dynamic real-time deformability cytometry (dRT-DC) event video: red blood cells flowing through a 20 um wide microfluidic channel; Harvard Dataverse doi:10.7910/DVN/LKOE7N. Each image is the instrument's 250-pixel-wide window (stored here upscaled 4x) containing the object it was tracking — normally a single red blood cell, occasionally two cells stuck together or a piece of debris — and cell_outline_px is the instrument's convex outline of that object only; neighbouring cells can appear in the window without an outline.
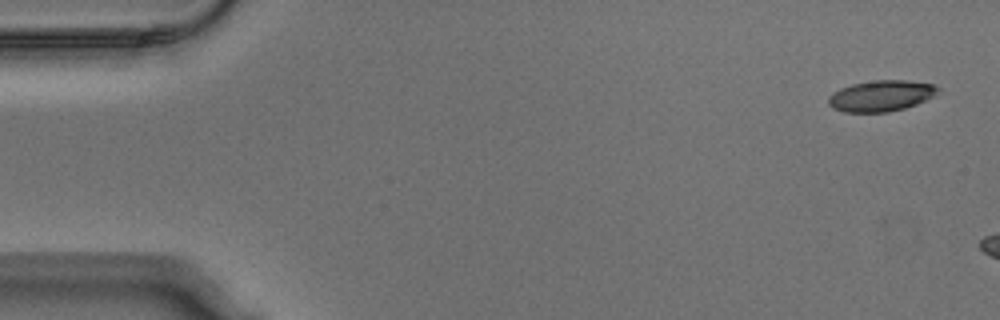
{"species": "Egyptian fruit bat (a non-hibernating species)", "species_latin": "Rousettus aegyptiacus", "temperature_condition": "warm", "stored_images_in_passage": 2, "camera_frame_rate_fps": 3000, "um_per_image_px": 0.085, "animal": {"sex": "male"}, "frame": {"image": 1, "passage_image": 1, "time_ms": 0.0, "image_size_px": [1000, 320], "cell_outline_px": [[940, 88], [936, 96], [916, 104], [904, 108], [888, 112], [844, 112], [832, 108], [828, 104], [828, 96], [832, 92], [840, 88], [852, 84], [876, 80], [908, 80], [936, 84]], "centroid_in_image_um": [74.91, 8.14], "position_along_channel_um": 10.1, "area_um2": 20.06}}